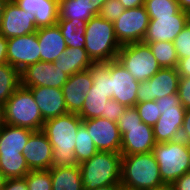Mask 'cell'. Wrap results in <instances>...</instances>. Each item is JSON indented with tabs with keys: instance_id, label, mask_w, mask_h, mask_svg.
I'll list each match as a JSON object with an SVG mask.
<instances>
[{
	"instance_id": "obj_1",
	"label": "cell",
	"mask_w": 190,
	"mask_h": 190,
	"mask_svg": "<svg viewBox=\"0 0 190 190\" xmlns=\"http://www.w3.org/2000/svg\"><path fill=\"white\" fill-rule=\"evenodd\" d=\"M81 124V117L75 113H67L44 122L41 131L46 135L53 148L51 167L78 165L74 147L77 131Z\"/></svg>"
},
{
	"instance_id": "obj_2",
	"label": "cell",
	"mask_w": 190,
	"mask_h": 190,
	"mask_svg": "<svg viewBox=\"0 0 190 190\" xmlns=\"http://www.w3.org/2000/svg\"><path fill=\"white\" fill-rule=\"evenodd\" d=\"M164 184L152 151L122 155L121 187L126 190H154Z\"/></svg>"
},
{
	"instance_id": "obj_3",
	"label": "cell",
	"mask_w": 190,
	"mask_h": 190,
	"mask_svg": "<svg viewBox=\"0 0 190 190\" xmlns=\"http://www.w3.org/2000/svg\"><path fill=\"white\" fill-rule=\"evenodd\" d=\"M84 190L120 185L122 154L98 151L89 160L79 164Z\"/></svg>"
},
{
	"instance_id": "obj_4",
	"label": "cell",
	"mask_w": 190,
	"mask_h": 190,
	"mask_svg": "<svg viewBox=\"0 0 190 190\" xmlns=\"http://www.w3.org/2000/svg\"><path fill=\"white\" fill-rule=\"evenodd\" d=\"M85 26V50L91 60L93 62L116 60L121 45L116 38L113 23L95 15Z\"/></svg>"
},
{
	"instance_id": "obj_5",
	"label": "cell",
	"mask_w": 190,
	"mask_h": 190,
	"mask_svg": "<svg viewBox=\"0 0 190 190\" xmlns=\"http://www.w3.org/2000/svg\"><path fill=\"white\" fill-rule=\"evenodd\" d=\"M31 90L20 85L3 107V123L41 131L44 124Z\"/></svg>"
},
{
	"instance_id": "obj_6",
	"label": "cell",
	"mask_w": 190,
	"mask_h": 190,
	"mask_svg": "<svg viewBox=\"0 0 190 190\" xmlns=\"http://www.w3.org/2000/svg\"><path fill=\"white\" fill-rule=\"evenodd\" d=\"M152 153L159 165L163 183L172 184L189 172V143L177 139L156 143Z\"/></svg>"
},
{
	"instance_id": "obj_7",
	"label": "cell",
	"mask_w": 190,
	"mask_h": 190,
	"mask_svg": "<svg viewBox=\"0 0 190 190\" xmlns=\"http://www.w3.org/2000/svg\"><path fill=\"white\" fill-rule=\"evenodd\" d=\"M161 112L160 118L153 126L156 143L180 139L186 109L180 103L178 92L155 100Z\"/></svg>"
},
{
	"instance_id": "obj_8",
	"label": "cell",
	"mask_w": 190,
	"mask_h": 190,
	"mask_svg": "<svg viewBox=\"0 0 190 190\" xmlns=\"http://www.w3.org/2000/svg\"><path fill=\"white\" fill-rule=\"evenodd\" d=\"M117 60L138 82L150 79L161 69L150 46L143 41L121 46Z\"/></svg>"
},
{
	"instance_id": "obj_9",
	"label": "cell",
	"mask_w": 190,
	"mask_h": 190,
	"mask_svg": "<svg viewBox=\"0 0 190 190\" xmlns=\"http://www.w3.org/2000/svg\"><path fill=\"white\" fill-rule=\"evenodd\" d=\"M149 15L144 6L125 9L113 22L116 38L121 46L142 42L149 25Z\"/></svg>"
},
{
	"instance_id": "obj_10",
	"label": "cell",
	"mask_w": 190,
	"mask_h": 190,
	"mask_svg": "<svg viewBox=\"0 0 190 190\" xmlns=\"http://www.w3.org/2000/svg\"><path fill=\"white\" fill-rule=\"evenodd\" d=\"M180 75L176 68H161L150 79L140 82L137 103L160 99L178 92Z\"/></svg>"
},
{
	"instance_id": "obj_11",
	"label": "cell",
	"mask_w": 190,
	"mask_h": 190,
	"mask_svg": "<svg viewBox=\"0 0 190 190\" xmlns=\"http://www.w3.org/2000/svg\"><path fill=\"white\" fill-rule=\"evenodd\" d=\"M7 63L20 72L40 61V46L37 33L7 39Z\"/></svg>"
},
{
	"instance_id": "obj_12",
	"label": "cell",
	"mask_w": 190,
	"mask_h": 190,
	"mask_svg": "<svg viewBox=\"0 0 190 190\" xmlns=\"http://www.w3.org/2000/svg\"><path fill=\"white\" fill-rule=\"evenodd\" d=\"M69 75L56 68L52 62L38 61L21 71L23 87H55L62 88Z\"/></svg>"
},
{
	"instance_id": "obj_13",
	"label": "cell",
	"mask_w": 190,
	"mask_h": 190,
	"mask_svg": "<svg viewBox=\"0 0 190 190\" xmlns=\"http://www.w3.org/2000/svg\"><path fill=\"white\" fill-rule=\"evenodd\" d=\"M98 151L120 153L121 134L117 122L99 117L82 120Z\"/></svg>"
},
{
	"instance_id": "obj_14",
	"label": "cell",
	"mask_w": 190,
	"mask_h": 190,
	"mask_svg": "<svg viewBox=\"0 0 190 190\" xmlns=\"http://www.w3.org/2000/svg\"><path fill=\"white\" fill-rule=\"evenodd\" d=\"M110 76L112 98L126 107H134L140 82L117 59L110 61Z\"/></svg>"
},
{
	"instance_id": "obj_15",
	"label": "cell",
	"mask_w": 190,
	"mask_h": 190,
	"mask_svg": "<svg viewBox=\"0 0 190 190\" xmlns=\"http://www.w3.org/2000/svg\"><path fill=\"white\" fill-rule=\"evenodd\" d=\"M35 15L19 8L15 2H7L4 8L0 35L5 38L20 37L37 31Z\"/></svg>"
},
{
	"instance_id": "obj_16",
	"label": "cell",
	"mask_w": 190,
	"mask_h": 190,
	"mask_svg": "<svg viewBox=\"0 0 190 190\" xmlns=\"http://www.w3.org/2000/svg\"><path fill=\"white\" fill-rule=\"evenodd\" d=\"M189 23V13L180 10L176 15L150 19L143 42H173L176 36Z\"/></svg>"
},
{
	"instance_id": "obj_17",
	"label": "cell",
	"mask_w": 190,
	"mask_h": 190,
	"mask_svg": "<svg viewBox=\"0 0 190 190\" xmlns=\"http://www.w3.org/2000/svg\"><path fill=\"white\" fill-rule=\"evenodd\" d=\"M118 128L121 134L122 155L148 153L156 145L153 127L144 122L138 126Z\"/></svg>"
},
{
	"instance_id": "obj_18",
	"label": "cell",
	"mask_w": 190,
	"mask_h": 190,
	"mask_svg": "<svg viewBox=\"0 0 190 190\" xmlns=\"http://www.w3.org/2000/svg\"><path fill=\"white\" fill-rule=\"evenodd\" d=\"M22 154L31 171L47 170L52 166L53 148L42 131H34L23 147Z\"/></svg>"
},
{
	"instance_id": "obj_19",
	"label": "cell",
	"mask_w": 190,
	"mask_h": 190,
	"mask_svg": "<svg viewBox=\"0 0 190 190\" xmlns=\"http://www.w3.org/2000/svg\"><path fill=\"white\" fill-rule=\"evenodd\" d=\"M92 85L93 79L89 69L69 76L68 81L62 86L68 113L78 114L81 111L85 96Z\"/></svg>"
},
{
	"instance_id": "obj_20",
	"label": "cell",
	"mask_w": 190,
	"mask_h": 190,
	"mask_svg": "<svg viewBox=\"0 0 190 190\" xmlns=\"http://www.w3.org/2000/svg\"><path fill=\"white\" fill-rule=\"evenodd\" d=\"M28 88L34 96L44 121L68 113L62 88L44 86Z\"/></svg>"
},
{
	"instance_id": "obj_21",
	"label": "cell",
	"mask_w": 190,
	"mask_h": 190,
	"mask_svg": "<svg viewBox=\"0 0 190 190\" xmlns=\"http://www.w3.org/2000/svg\"><path fill=\"white\" fill-rule=\"evenodd\" d=\"M36 33L40 46V61L53 63L67 48L59 25L38 28Z\"/></svg>"
},
{
	"instance_id": "obj_22",
	"label": "cell",
	"mask_w": 190,
	"mask_h": 190,
	"mask_svg": "<svg viewBox=\"0 0 190 190\" xmlns=\"http://www.w3.org/2000/svg\"><path fill=\"white\" fill-rule=\"evenodd\" d=\"M16 5L26 12L35 15L37 28L57 24L59 0H16Z\"/></svg>"
},
{
	"instance_id": "obj_23",
	"label": "cell",
	"mask_w": 190,
	"mask_h": 190,
	"mask_svg": "<svg viewBox=\"0 0 190 190\" xmlns=\"http://www.w3.org/2000/svg\"><path fill=\"white\" fill-rule=\"evenodd\" d=\"M34 131L24 127H17L1 123L0 125V154L22 153L29 136Z\"/></svg>"
},
{
	"instance_id": "obj_24",
	"label": "cell",
	"mask_w": 190,
	"mask_h": 190,
	"mask_svg": "<svg viewBox=\"0 0 190 190\" xmlns=\"http://www.w3.org/2000/svg\"><path fill=\"white\" fill-rule=\"evenodd\" d=\"M93 63L85 48L69 47L53 62L56 68H59L69 76L77 72L88 70Z\"/></svg>"
},
{
	"instance_id": "obj_25",
	"label": "cell",
	"mask_w": 190,
	"mask_h": 190,
	"mask_svg": "<svg viewBox=\"0 0 190 190\" xmlns=\"http://www.w3.org/2000/svg\"><path fill=\"white\" fill-rule=\"evenodd\" d=\"M98 13L90 0H59L58 19H76L86 24Z\"/></svg>"
},
{
	"instance_id": "obj_26",
	"label": "cell",
	"mask_w": 190,
	"mask_h": 190,
	"mask_svg": "<svg viewBox=\"0 0 190 190\" xmlns=\"http://www.w3.org/2000/svg\"><path fill=\"white\" fill-rule=\"evenodd\" d=\"M52 190H84L79 165L67 167H51Z\"/></svg>"
},
{
	"instance_id": "obj_27",
	"label": "cell",
	"mask_w": 190,
	"mask_h": 190,
	"mask_svg": "<svg viewBox=\"0 0 190 190\" xmlns=\"http://www.w3.org/2000/svg\"><path fill=\"white\" fill-rule=\"evenodd\" d=\"M111 98V94H107L101 90H92L91 86L78 115L82 120L102 117L106 113L107 101Z\"/></svg>"
},
{
	"instance_id": "obj_28",
	"label": "cell",
	"mask_w": 190,
	"mask_h": 190,
	"mask_svg": "<svg viewBox=\"0 0 190 190\" xmlns=\"http://www.w3.org/2000/svg\"><path fill=\"white\" fill-rule=\"evenodd\" d=\"M61 34L65 40L66 47L85 48V23L81 20L58 19Z\"/></svg>"
},
{
	"instance_id": "obj_29",
	"label": "cell",
	"mask_w": 190,
	"mask_h": 190,
	"mask_svg": "<svg viewBox=\"0 0 190 190\" xmlns=\"http://www.w3.org/2000/svg\"><path fill=\"white\" fill-rule=\"evenodd\" d=\"M0 171L6 179L24 178L31 170L22 153L0 154Z\"/></svg>"
},
{
	"instance_id": "obj_30",
	"label": "cell",
	"mask_w": 190,
	"mask_h": 190,
	"mask_svg": "<svg viewBox=\"0 0 190 190\" xmlns=\"http://www.w3.org/2000/svg\"><path fill=\"white\" fill-rule=\"evenodd\" d=\"M21 85V72L10 64L0 65V103L3 105Z\"/></svg>"
},
{
	"instance_id": "obj_31",
	"label": "cell",
	"mask_w": 190,
	"mask_h": 190,
	"mask_svg": "<svg viewBox=\"0 0 190 190\" xmlns=\"http://www.w3.org/2000/svg\"><path fill=\"white\" fill-rule=\"evenodd\" d=\"M147 44L161 68H176L179 59L173 42L158 41Z\"/></svg>"
},
{
	"instance_id": "obj_32",
	"label": "cell",
	"mask_w": 190,
	"mask_h": 190,
	"mask_svg": "<svg viewBox=\"0 0 190 190\" xmlns=\"http://www.w3.org/2000/svg\"><path fill=\"white\" fill-rule=\"evenodd\" d=\"M74 153L78 165L89 160L94 154L98 152L87 128L81 124L78 128L75 139Z\"/></svg>"
},
{
	"instance_id": "obj_33",
	"label": "cell",
	"mask_w": 190,
	"mask_h": 190,
	"mask_svg": "<svg viewBox=\"0 0 190 190\" xmlns=\"http://www.w3.org/2000/svg\"><path fill=\"white\" fill-rule=\"evenodd\" d=\"M89 70L93 79L92 90H101L111 94L110 61L94 62Z\"/></svg>"
},
{
	"instance_id": "obj_34",
	"label": "cell",
	"mask_w": 190,
	"mask_h": 190,
	"mask_svg": "<svg viewBox=\"0 0 190 190\" xmlns=\"http://www.w3.org/2000/svg\"><path fill=\"white\" fill-rule=\"evenodd\" d=\"M144 7L150 19L173 16L180 11L177 0H145Z\"/></svg>"
},
{
	"instance_id": "obj_35",
	"label": "cell",
	"mask_w": 190,
	"mask_h": 190,
	"mask_svg": "<svg viewBox=\"0 0 190 190\" xmlns=\"http://www.w3.org/2000/svg\"><path fill=\"white\" fill-rule=\"evenodd\" d=\"M28 190H52V177L50 170H33L24 177Z\"/></svg>"
},
{
	"instance_id": "obj_36",
	"label": "cell",
	"mask_w": 190,
	"mask_h": 190,
	"mask_svg": "<svg viewBox=\"0 0 190 190\" xmlns=\"http://www.w3.org/2000/svg\"><path fill=\"white\" fill-rule=\"evenodd\" d=\"M134 107L138 111L142 122L149 126L153 127L160 118L161 112L155 100L136 103Z\"/></svg>"
},
{
	"instance_id": "obj_37",
	"label": "cell",
	"mask_w": 190,
	"mask_h": 190,
	"mask_svg": "<svg viewBox=\"0 0 190 190\" xmlns=\"http://www.w3.org/2000/svg\"><path fill=\"white\" fill-rule=\"evenodd\" d=\"M178 59L190 57V22L173 41Z\"/></svg>"
},
{
	"instance_id": "obj_38",
	"label": "cell",
	"mask_w": 190,
	"mask_h": 190,
	"mask_svg": "<svg viewBox=\"0 0 190 190\" xmlns=\"http://www.w3.org/2000/svg\"><path fill=\"white\" fill-rule=\"evenodd\" d=\"M125 11L119 0H107L102 6L98 15L109 22L117 20Z\"/></svg>"
},
{
	"instance_id": "obj_39",
	"label": "cell",
	"mask_w": 190,
	"mask_h": 190,
	"mask_svg": "<svg viewBox=\"0 0 190 190\" xmlns=\"http://www.w3.org/2000/svg\"><path fill=\"white\" fill-rule=\"evenodd\" d=\"M142 122L138 111L135 107H127L123 114L118 118V127H133L138 126Z\"/></svg>"
},
{
	"instance_id": "obj_40",
	"label": "cell",
	"mask_w": 190,
	"mask_h": 190,
	"mask_svg": "<svg viewBox=\"0 0 190 190\" xmlns=\"http://www.w3.org/2000/svg\"><path fill=\"white\" fill-rule=\"evenodd\" d=\"M178 96L185 109H190V77H179Z\"/></svg>"
},
{
	"instance_id": "obj_41",
	"label": "cell",
	"mask_w": 190,
	"mask_h": 190,
	"mask_svg": "<svg viewBox=\"0 0 190 190\" xmlns=\"http://www.w3.org/2000/svg\"><path fill=\"white\" fill-rule=\"evenodd\" d=\"M127 107L115 101L113 98L108 99L106 113L102 118L117 122L118 118L123 114Z\"/></svg>"
},
{
	"instance_id": "obj_42",
	"label": "cell",
	"mask_w": 190,
	"mask_h": 190,
	"mask_svg": "<svg viewBox=\"0 0 190 190\" xmlns=\"http://www.w3.org/2000/svg\"><path fill=\"white\" fill-rule=\"evenodd\" d=\"M2 190H28V185L25 178H8Z\"/></svg>"
},
{
	"instance_id": "obj_43",
	"label": "cell",
	"mask_w": 190,
	"mask_h": 190,
	"mask_svg": "<svg viewBox=\"0 0 190 190\" xmlns=\"http://www.w3.org/2000/svg\"><path fill=\"white\" fill-rule=\"evenodd\" d=\"M180 138L190 144V109L185 111Z\"/></svg>"
},
{
	"instance_id": "obj_44",
	"label": "cell",
	"mask_w": 190,
	"mask_h": 190,
	"mask_svg": "<svg viewBox=\"0 0 190 190\" xmlns=\"http://www.w3.org/2000/svg\"><path fill=\"white\" fill-rule=\"evenodd\" d=\"M176 69L180 77H190V57L179 59Z\"/></svg>"
},
{
	"instance_id": "obj_45",
	"label": "cell",
	"mask_w": 190,
	"mask_h": 190,
	"mask_svg": "<svg viewBox=\"0 0 190 190\" xmlns=\"http://www.w3.org/2000/svg\"><path fill=\"white\" fill-rule=\"evenodd\" d=\"M172 184L175 190H190V172L185 173Z\"/></svg>"
},
{
	"instance_id": "obj_46",
	"label": "cell",
	"mask_w": 190,
	"mask_h": 190,
	"mask_svg": "<svg viewBox=\"0 0 190 190\" xmlns=\"http://www.w3.org/2000/svg\"><path fill=\"white\" fill-rule=\"evenodd\" d=\"M7 38L0 35V65L7 63Z\"/></svg>"
},
{
	"instance_id": "obj_47",
	"label": "cell",
	"mask_w": 190,
	"mask_h": 190,
	"mask_svg": "<svg viewBox=\"0 0 190 190\" xmlns=\"http://www.w3.org/2000/svg\"><path fill=\"white\" fill-rule=\"evenodd\" d=\"M144 1L145 0H119V2L124 6L125 9L144 6Z\"/></svg>"
},
{
	"instance_id": "obj_48",
	"label": "cell",
	"mask_w": 190,
	"mask_h": 190,
	"mask_svg": "<svg viewBox=\"0 0 190 190\" xmlns=\"http://www.w3.org/2000/svg\"><path fill=\"white\" fill-rule=\"evenodd\" d=\"M180 10L190 14V0H177Z\"/></svg>"
},
{
	"instance_id": "obj_49",
	"label": "cell",
	"mask_w": 190,
	"mask_h": 190,
	"mask_svg": "<svg viewBox=\"0 0 190 190\" xmlns=\"http://www.w3.org/2000/svg\"><path fill=\"white\" fill-rule=\"evenodd\" d=\"M93 4V7L99 12L101 9V6L107 1V0H90Z\"/></svg>"
},
{
	"instance_id": "obj_50",
	"label": "cell",
	"mask_w": 190,
	"mask_h": 190,
	"mask_svg": "<svg viewBox=\"0 0 190 190\" xmlns=\"http://www.w3.org/2000/svg\"><path fill=\"white\" fill-rule=\"evenodd\" d=\"M121 185H110L106 187L95 188L94 190H122Z\"/></svg>"
},
{
	"instance_id": "obj_51",
	"label": "cell",
	"mask_w": 190,
	"mask_h": 190,
	"mask_svg": "<svg viewBox=\"0 0 190 190\" xmlns=\"http://www.w3.org/2000/svg\"><path fill=\"white\" fill-rule=\"evenodd\" d=\"M154 190H175L173 184L164 183L160 186H157Z\"/></svg>"
},
{
	"instance_id": "obj_52",
	"label": "cell",
	"mask_w": 190,
	"mask_h": 190,
	"mask_svg": "<svg viewBox=\"0 0 190 190\" xmlns=\"http://www.w3.org/2000/svg\"><path fill=\"white\" fill-rule=\"evenodd\" d=\"M7 1L6 0H0V29H1V20L4 12V8L6 5Z\"/></svg>"
},
{
	"instance_id": "obj_53",
	"label": "cell",
	"mask_w": 190,
	"mask_h": 190,
	"mask_svg": "<svg viewBox=\"0 0 190 190\" xmlns=\"http://www.w3.org/2000/svg\"><path fill=\"white\" fill-rule=\"evenodd\" d=\"M5 180H6V178L4 177L3 173L0 171V190L3 189Z\"/></svg>"
},
{
	"instance_id": "obj_54",
	"label": "cell",
	"mask_w": 190,
	"mask_h": 190,
	"mask_svg": "<svg viewBox=\"0 0 190 190\" xmlns=\"http://www.w3.org/2000/svg\"><path fill=\"white\" fill-rule=\"evenodd\" d=\"M3 107L4 105L0 103V124L3 123Z\"/></svg>"
},
{
	"instance_id": "obj_55",
	"label": "cell",
	"mask_w": 190,
	"mask_h": 190,
	"mask_svg": "<svg viewBox=\"0 0 190 190\" xmlns=\"http://www.w3.org/2000/svg\"><path fill=\"white\" fill-rule=\"evenodd\" d=\"M189 172H190V144H189Z\"/></svg>"
},
{
	"instance_id": "obj_56",
	"label": "cell",
	"mask_w": 190,
	"mask_h": 190,
	"mask_svg": "<svg viewBox=\"0 0 190 190\" xmlns=\"http://www.w3.org/2000/svg\"><path fill=\"white\" fill-rule=\"evenodd\" d=\"M7 2H15L16 0H6Z\"/></svg>"
}]
</instances>
